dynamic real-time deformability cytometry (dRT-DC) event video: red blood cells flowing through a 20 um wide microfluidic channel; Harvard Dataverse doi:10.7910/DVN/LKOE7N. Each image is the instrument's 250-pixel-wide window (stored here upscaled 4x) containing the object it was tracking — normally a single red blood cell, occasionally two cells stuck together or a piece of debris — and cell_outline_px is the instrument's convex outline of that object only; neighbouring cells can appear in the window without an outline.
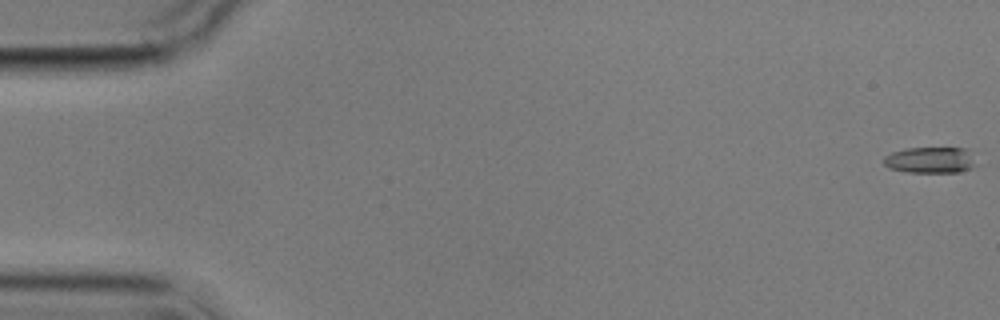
{"species": "common noctule bat (a hibernating species)", "species_latin": "Nyctalus noctula", "temperature_condition": "cold", "stored_images_in_passage": 8, "camera_frame_rate_fps": 3000, "um_per_image_px": 0.085, "animal": {"sex": "male", "body_mass_g": 17.9}, "frame": {"image": 1, "passage_image": 1, "time_ms": 0.0, "image_size_px": [1000, 320], "cell_outline_px": [[972, 168], [960, 172], [908, 172], [888, 168], [884, 164], [884, 156], [892, 152], [908, 148], [968, 148], [972, 164]], "centroid_in_image_um": [79.01, 13.6], "position_along_channel_um": 6.0, "area_um2": 13.81}}
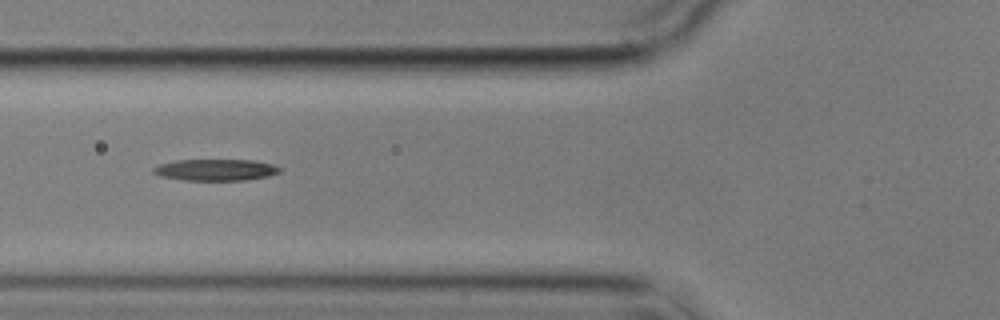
{"frame": {"image": 2, "passage_image": 7, "time_ms": 7.0, "image_size_px": [1000, 320], "cell_outline_px": [[284, 168], [280, 172], [268, 176], [244, 180], [184, 180], [160, 176], [152, 172], [152, 168], [160, 164], [176, 160], [256, 160], [272, 164]], "centroid_in_image_um": [18.36, 14.43], "position_along_channel_um": 107.4, "area_um2": 15.9}}
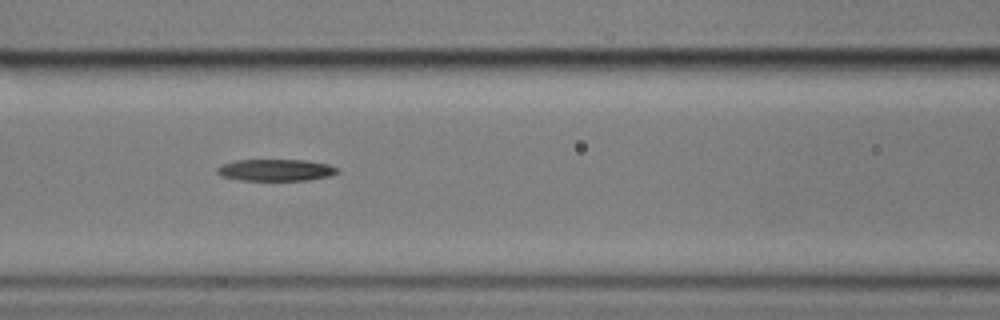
{"frame": {"image": 3, "passage_image": 8, "time_ms": 8.0, "image_size_px": [1000, 320], "cell_outline_px": [[340, 172], [332, 176], [308, 180], [240, 180], [220, 176], [216, 172], [216, 168], [220, 164], [236, 160], [304, 160], [328, 164], [340, 168]], "centroid_in_image_um": [23.45, 14.45], "position_along_channel_um": 143.1, "area_um2": 15.49}}